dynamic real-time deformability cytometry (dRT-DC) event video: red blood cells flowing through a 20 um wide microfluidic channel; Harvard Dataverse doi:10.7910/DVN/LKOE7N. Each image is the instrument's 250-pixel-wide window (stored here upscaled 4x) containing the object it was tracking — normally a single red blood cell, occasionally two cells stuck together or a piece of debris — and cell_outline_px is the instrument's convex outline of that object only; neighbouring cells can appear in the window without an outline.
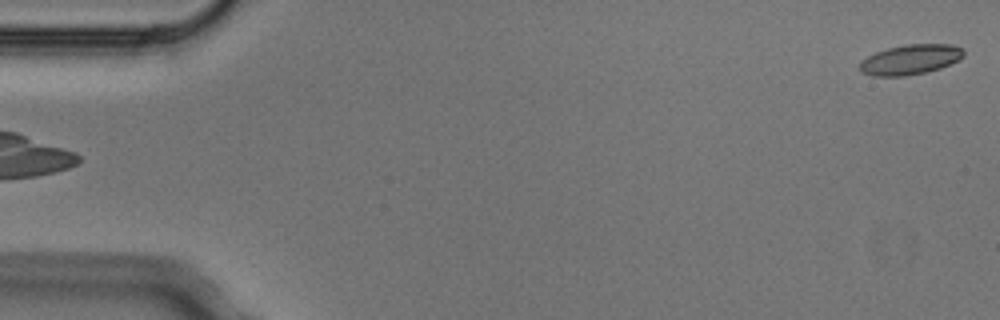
{"species": "Egyptian fruit bat (a non-hibernating species)", "species_latin": "Rousettus aegyptiacus", "temperature_condition": "cold", "stored_images_in_passage": 6, "camera_frame_rate_fps": 3000, "um_per_image_px": 0.085, "animal": {"sex": "male"}, "frame": {"image": 1, "passage_image": 6, "time_ms": 1.667, "image_size_px": [1000, 320], "cell_outline_px": [[964, 56], [960, 60], [940, 68], [924, 72], [904, 76], [872, 76], [860, 72], [860, 60], [876, 52], [888, 48], [908, 44], [952, 44], [964, 48]], "centroid_in_image_um": [77.4, 5.06], "position_along_channel_um": 7.6, "area_um2": 18.26}}